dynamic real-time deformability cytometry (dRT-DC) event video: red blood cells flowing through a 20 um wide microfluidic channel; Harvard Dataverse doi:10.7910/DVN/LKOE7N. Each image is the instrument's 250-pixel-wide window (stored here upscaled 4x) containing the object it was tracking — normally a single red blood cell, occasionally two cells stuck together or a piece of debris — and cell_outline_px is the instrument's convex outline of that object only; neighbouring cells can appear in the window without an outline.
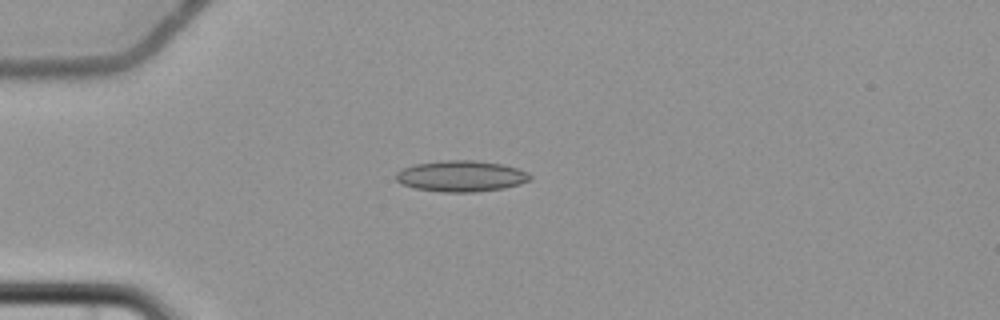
{"species": "common noctule bat (a hibernating species)", "species_latin": "Nyctalus noctula", "temperature_condition": "cold", "stored_images_in_passage": 7, "camera_frame_rate_fps": 3000, "um_per_image_px": 0.085, "animal": {"sex": "female", "body_mass_g": 22.7, "forearm_length_mm": 54.2}, "frame": {"image": 1, "passage_image": 4, "time_ms": 3.667, "image_size_px": [1000, 320], "cell_outline_px": [[532, 176], [528, 180], [520, 184], [504, 188], [476, 192], [440, 192], [416, 188], [400, 184], [396, 180], [396, 172], [400, 168], [416, 164], [444, 160], [476, 160], [500, 164], [516, 168], [528, 172]], "centroid_in_image_um": [39.16, 14.97], "position_along_channel_um": 45.8, "area_um2": 24.33}}
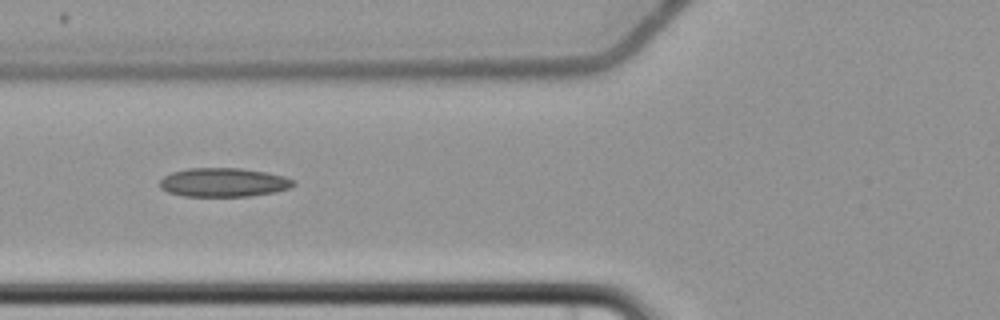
{"frame": {"image": 2, "passage_image": 6, "time_ms": 6.0, "image_size_px": [1000, 320], "cell_outline_px": [[296, 184], [292, 188], [276, 192], [248, 196], [184, 196], [168, 192], [160, 188], [160, 180], [164, 176], [172, 172], [188, 168], [240, 168], [264, 172], [284, 176], [296, 180]], "centroid_in_image_um": [19.03, 15.5], "position_along_channel_um": 106.8, "area_um2": 22.6}}
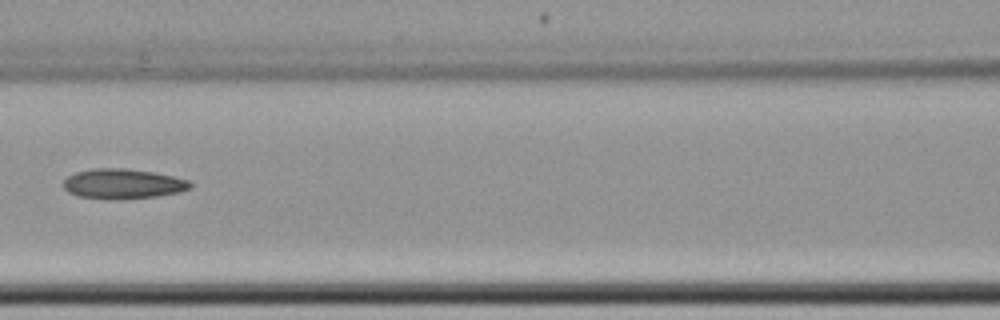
{"frame": {"image": 3, "passage_image": 7, "time_ms": 7.333, "image_size_px": [1000, 320], "cell_outline_px": [[192, 188], [180, 192], [156, 196], [112, 200], [104, 200], [76, 196], [68, 192], [60, 184], [68, 176], [76, 172], [92, 168], [124, 168], [152, 172], [172, 176], [188, 180], [192, 184]], "centroid_in_image_um": [10.39, 15.63], "position_along_channel_um": 156.2, "area_um2": 22.43}}